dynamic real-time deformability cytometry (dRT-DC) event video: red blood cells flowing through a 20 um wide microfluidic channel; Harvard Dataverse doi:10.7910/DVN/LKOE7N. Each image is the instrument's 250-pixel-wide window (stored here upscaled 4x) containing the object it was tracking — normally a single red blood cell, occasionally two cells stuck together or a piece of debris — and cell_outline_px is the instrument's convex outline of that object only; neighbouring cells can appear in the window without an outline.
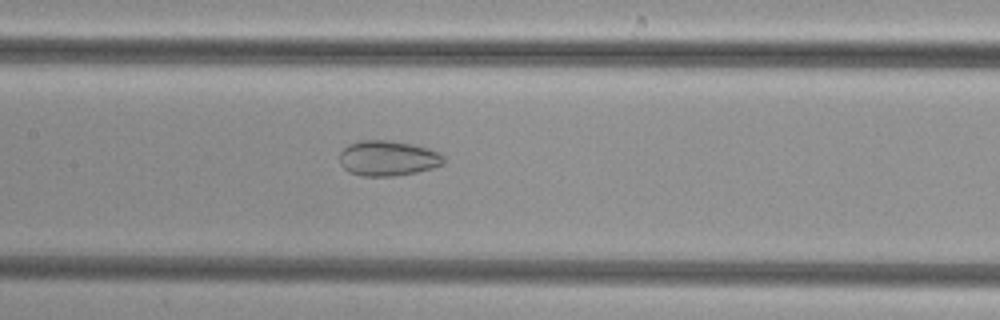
{"species": "common noctule bat (a hibernating species)", "species_latin": "Nyctalus noctula", "temperature_condition": "cold", "stored_images_in_passage": 48, "camera_frame_rate_fps": 3000, "um_per_image_px": 0.085, "animal": {"sex": "female", "body_mass_g": 29.2, "forearm_length_mm": 56.3}, "frame": {"image": 1, "passage_image": 25, "time_ms": 8.0, "image_size_px": [1000, 320], "cell_outline_px": [[444, 164], [432, 168], [416, 172], [396, 176], [360, 176], [348, 172], [340, 164], [340, 152], [348, 144], [360, 140], [392, 140], [412, 144], [428, 148], [444, 156]], "centroid_in_image_um": [32.94, 13.45], "position_along_channel_um": 174.5, "area_um2": 21.56}}
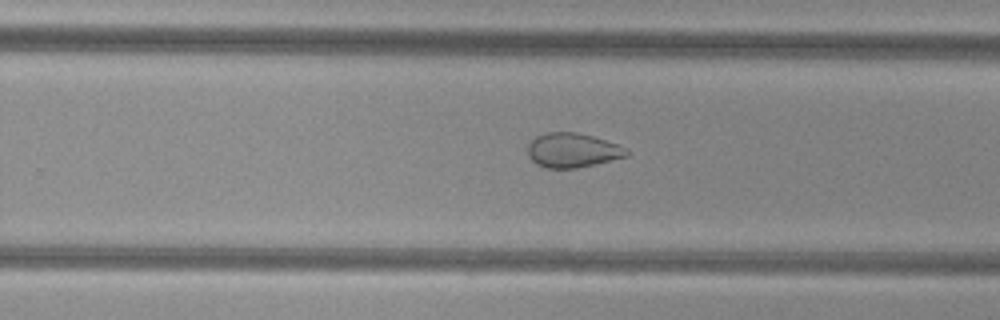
{"frame": {"image": 2, "passage_image": 33, "time_ms": 10.667, "image_size_px": [1000, 320], "cell_outline_px": [[628, 156], [576, 168], [548, 168], [536, 164], [528, 156], [528, 144], [536, 136], [548, 132], [576, 132], [592, 136], [628, 148]], "centroid_in_image_um": [48.65, 12.77], "position_along_channel_um": 281.2, "area_um2": 19.65}}
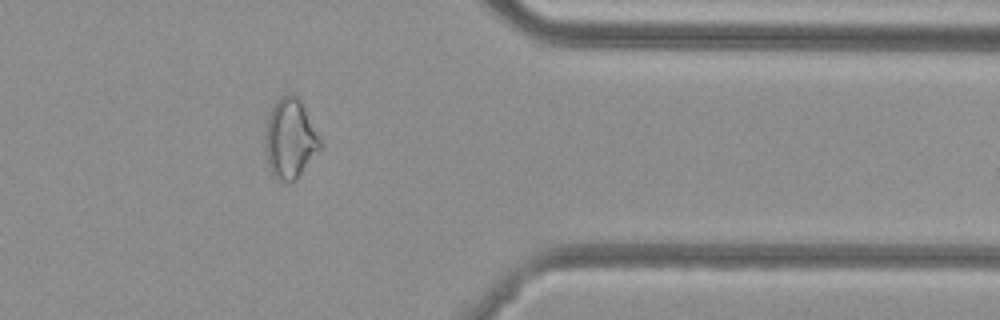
{"frame": {"image": 3, "passage_image": 42, "time_ms": 13.667, "image_size_px": [1000, 320], "cell_outline_px": [[320, 148], [296, 180], [292, 184], [284, 184], [276, 180], [272, 176], [268, 168], [264, 148], [264, 124], [276, 100], [280, 96], [288, 92], [292, 92], [300, 100], [320, 140]], "centroid_in_image_um": [24.58, 11.83], "position_along_channel_um": 386.8, "area_um2": 26.01}}